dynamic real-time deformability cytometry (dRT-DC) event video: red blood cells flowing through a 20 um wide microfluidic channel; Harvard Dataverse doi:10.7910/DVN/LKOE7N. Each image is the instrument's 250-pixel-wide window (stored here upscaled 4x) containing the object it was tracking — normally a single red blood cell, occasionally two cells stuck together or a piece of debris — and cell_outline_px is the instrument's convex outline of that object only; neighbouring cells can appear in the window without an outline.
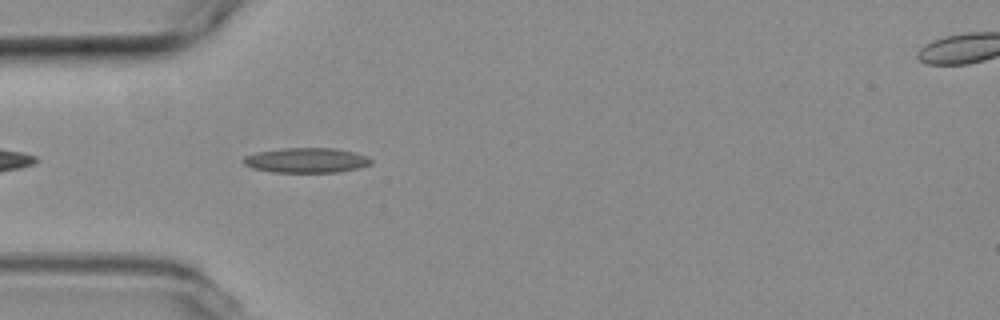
{"species": "common noctule bat (a hibernating species)", "species_latin": "Nyctalus noctula", "temperature_condition": "room temperature", "stored_images_in_passage": 41, "camera_frame_rate_fps": 3000, "um_per_image_px": 0.085, "animal": {"sex": "female", "body_mass_g": 19.3, "forearm_length_mm": 54.1}, "frame": {"image": 1, "passage_image": 3, "time_ms": 0.667, "image_size_px": [1000, 320], "cell_outline_px": [[372, 164], [360, 168], [336, 172], [272, 172], [252, 168], [244, 164], [240, 160], [244, 156], [256, 152], [280, 148], [332, 148], [352, 152], [368, 156], [372, 160]], "centroid_in_image_um": [26.01, 13.62], "position_along_channel_um": 59.0, "area_um2": 18.67}}
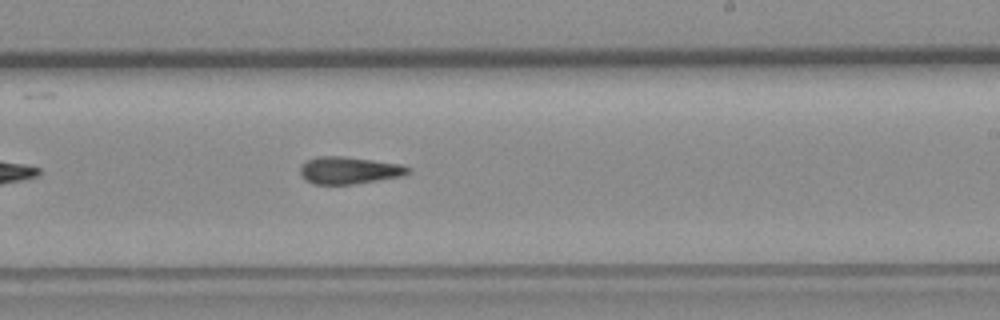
{"frame": {"image": 2, "passage_image": 19, "time_ms": 6.0, "image_size_px": [1000, 320], "cell_outline_px": [[412, 168], [404, 176], [352, 184], [312, 184], [304, 180], [300, 172], [300, 168], [308, 160], [316, 156], [340, 156], [372, 160], [400, 164]], "centroid_in_image_um": [29.66, 14.48], "position_along_channel_um": 259.3, "area_um2": 16.99}}
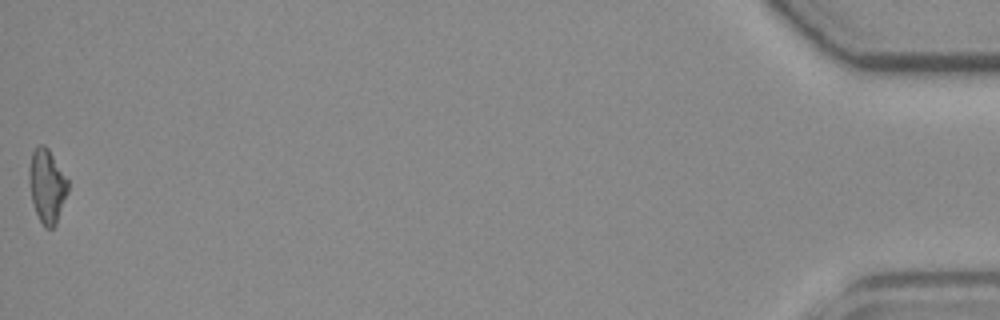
{"frame": {"image": 3, "passage_image": 41, "time_ms": 13.333, "image_size_px": [1000, 320], "cell_outline_px": [[68, 192], [56, 224], [52, 228], [44, 228], [36, 212], [32, 200], [28, 180], [28, 168], [32, 152], [40, 144], [44, 144], [48, 148], [68, 180]], "centroid_in_image_um": [3.98, 15.8], "position_along_channel_um": 431.2, "area_um2": 16.65}, "authors_computed_cell_mechanics": {"area_um2": 16.9354, "velocity_mm_per_s": 3.791, "shape_relaxation_time_tau1_ms": null, "shape_relaxation_time_tau2_ms": 5.5406, "deformation_change_tau1": null, "deformation_change_tau2": 0.1574}}